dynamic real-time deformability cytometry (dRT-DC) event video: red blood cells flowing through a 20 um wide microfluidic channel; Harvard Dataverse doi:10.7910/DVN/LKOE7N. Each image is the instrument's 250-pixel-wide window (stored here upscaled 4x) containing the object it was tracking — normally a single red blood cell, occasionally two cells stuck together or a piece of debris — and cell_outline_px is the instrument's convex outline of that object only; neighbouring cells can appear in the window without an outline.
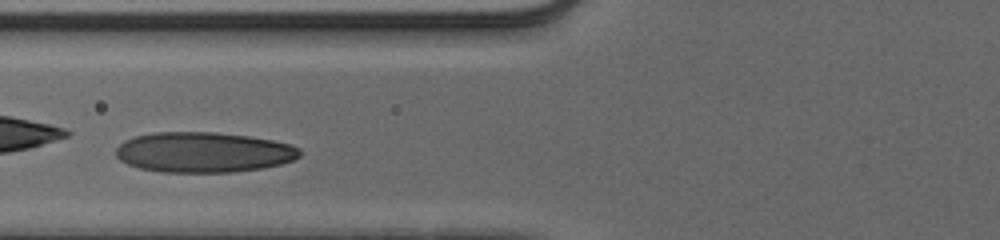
{"species": "human", "species_latin": "Homo sapiens", "temperature_condition": "cold", "stored_images_in_passage": 36, "camera_frame_rate_fps": 3000, "um_per_image_px": 0.085, "donor": {"sex": "male"}, "frame": {"image": 1, "passage_image": 7, "time_ms": 2.0, "image_size_px": [1000, 240], "cell_outline_px": [[300, 156], [292, 160], [280, 164], [260, 168], [232, 172], [160, 172], [140, 168], [128, 164], [120, 160], [116, 156], [116, 148], [124, 140], [136, 136], [152, 132], [216, 132], [248, 136], [272, 140], [292, 144], [300, 148]], "centroid_in_image_um": [17.29, 12.93], "position_along_channel_um": 108.5, "area_um2": 43.23}}
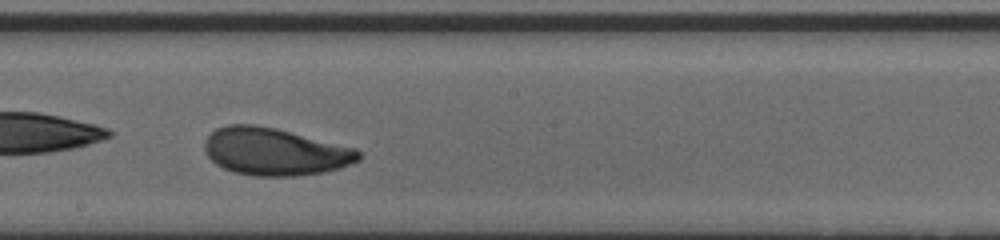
{"frame": {"image": 2, "passage_image": 16, "time_ms": 5.0, "image_size_px": [1000, 240], "cell_outline_px": [[360, 160], [340, 168], [324, 172], [296, 176], [252, 176], [236, 172], [224, 168], [216, 164], [208, 156], [204, 148], [204, 140], [216, 128], [228, 124], [256, 124], [276, 128], [356, 148], [360, 152]], "centroid_in_image_um": [23.35, 12.88], "position_along_channel_um": 224.8, "area_um2": 42.66}}
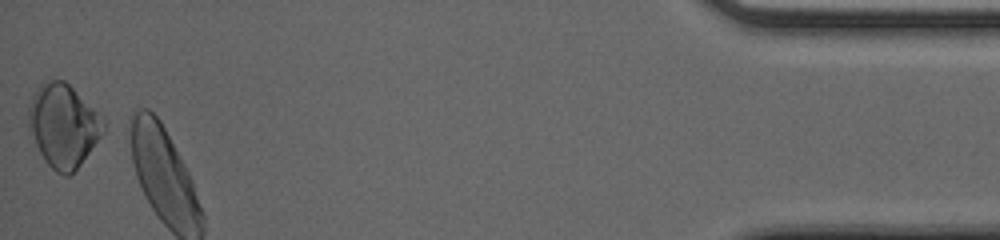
{"frame": {"image": 3, "passage_image": 36, "time_ms": 11.667, "image_size_px": [1000, 240], "cell_outline_px": [[104, 132], [80, 164], [68, 176], [64, 176], [56, 172], [44, 160], [36, 144], [28, 124], [28, 108], [32, 96], [36, 88], [44, 80], [64, 80], [104, 116]], "centroid_in_image_um": [5.39, 10.64], "position_along_channel_um": 429.8, "area_um2": 36.13}, "authors_computed_cell_mechanics": {"area_um2": 41.4137, "velocity_mm_per_s": 3.8938, "shape_relaxation_time_tau1_ms": 2.2338, "shape_relaxation_time_tau2_ms": 2.6692, "deformation_change_tau1": 0.1382, "deformation_change_tau2": 0.0958}}